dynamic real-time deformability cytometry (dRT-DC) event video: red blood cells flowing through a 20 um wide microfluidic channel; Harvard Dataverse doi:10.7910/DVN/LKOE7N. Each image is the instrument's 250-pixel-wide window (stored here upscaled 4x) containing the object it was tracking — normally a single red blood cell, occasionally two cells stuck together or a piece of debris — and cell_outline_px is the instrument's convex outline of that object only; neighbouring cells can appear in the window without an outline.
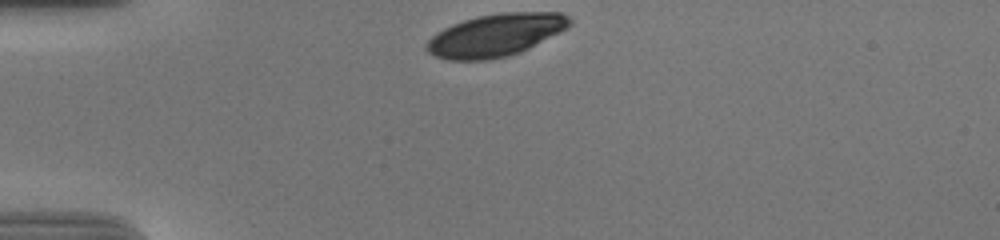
{"species": "human", "species_latin": "Homo sapiens", "temperature_condition": "cold", "stored_images_in_passage": 33, "camera_frame_rate_fps": 3000, "um_per_image_px": 0.085, "donor": {"sex": "male"}, "frame": {"image": 1, "passage_image": 1, "time_ms": 0.0, "image_size_px": [1000, 240], "cell_outline_px": [[572, 24], [568, 28], [520, 52], [508, 56], [492, 60], [448, 60], [436, 56], [428, 52], [424, 48], [424, 44], [436, 32], [452, 24], [464, 20], [480, 16], [504, 12], [560, 12], [568, 16], [572, 20]], "centroid_in_image_um": [42.12, 2.99], "position_along_channel_um": 42.9, "area_um2": 35.55}}
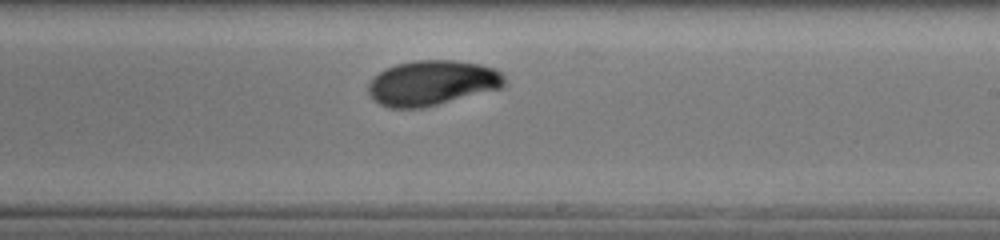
{"frame": {"image": 2, "passage_image": 21, "time_ms": 6.667, "image_size_px": [1000, 240], "cell_outline_px": [[508, 84], [500, 88], [424, 108], [388, 108], [372, 100], [368, 96], [368, 84], [384, 68], [396, 64], [416, 60], [456, 60], [480, 64], [496, 68], [504, 76]], "centroid_in_image_um": [36.72, 7.05], "position_along_channel_um": 252.3, "area_um2": 36.07}}
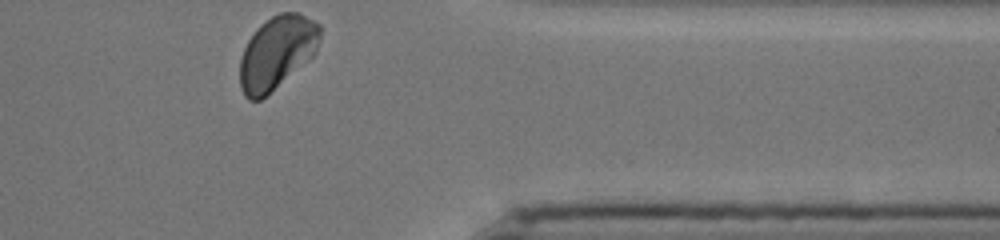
{"frame": {"image": 3, "passage_image": 33, "time_ms": 10.667, "image_size_px": [1000, 240], "cell_outline_px": [[320, 40], [316, 52], [308, 60], [260, 100], [248, 100], [244, 96], [240, 88], [240, 60], [244, 48], [248, 40], [256, 28], [260, 24], [272, 16], [280, 12], [296, 12], [320, 24]], "centroid_in_image_um": [23.52, 4.45], "position_along_channel_um": 387.9, "area_um2": 33.87}, "authors_computed_cell_mechanics": {"area_um2": 35.7782, "velocity_mm_per_s": 3.6695, "shape_relaxation_time_tau1_ms": 3.2858, "shape_relaxation_time_tau2_ms": 2.0134, "deformation_change_tau1": 0.0975, "deformation_change_tau2": 0.0469}}